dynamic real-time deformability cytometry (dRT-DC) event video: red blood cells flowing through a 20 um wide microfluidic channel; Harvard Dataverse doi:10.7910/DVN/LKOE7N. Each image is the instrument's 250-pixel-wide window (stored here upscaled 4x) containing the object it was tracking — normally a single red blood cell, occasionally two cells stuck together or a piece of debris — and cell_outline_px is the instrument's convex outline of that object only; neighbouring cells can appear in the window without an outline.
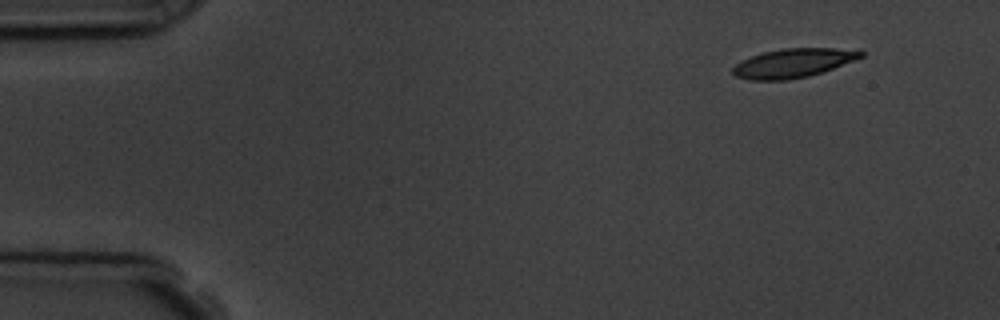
{"species": "common noctule bat (a hibernating species)", "species_latin": "Nyctalus noctula", "temperature_condition": "room temperature", "stored_images_in_passage": 4, "camera_frame_rate_fps": 3000, "um_per_image_px": 0.085, "animal": {"sex": "male", "body_mass_g": 19.5, "forearm_length_mm": 54.6}, "frame": {"image": 1, "passage_image": 1, "time_ms": 0.0, "image_size_px": [1000, 320], "cell_outline_px": [[864, 56], [832, 68], [808, 76], [788, 80], [752, 80], [736, 76], [732, 72], [732, 68], [736, 64], [752, 56], [764, 52], [780, 48], [860, 48], [864, 52]], "centroid_in_image_um": [67.47, 5.34], "position_along_channel_um": 17.5, "area_um2": 21.56}}
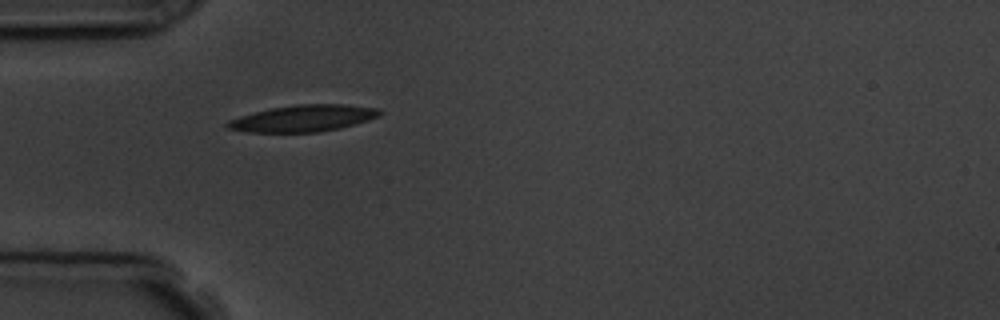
{"frame": {"image": 2, "passage_image": 4, "time_ms": 3.667, "image_size_px": [1000, 320], "cell_outline_px": [[380, 116], [368, 120], [340, 128], [320, 132], [248, 132], [228, 128], [224, 124], [228, 120], [240, 116], [272, 108], [296, 104], [344, 104], [376, 108], [380, 112]], "centroid_in_image_um": [25.76, 10.06], "position_along_channel_um": 59.2, "area_um2": 23.41}}